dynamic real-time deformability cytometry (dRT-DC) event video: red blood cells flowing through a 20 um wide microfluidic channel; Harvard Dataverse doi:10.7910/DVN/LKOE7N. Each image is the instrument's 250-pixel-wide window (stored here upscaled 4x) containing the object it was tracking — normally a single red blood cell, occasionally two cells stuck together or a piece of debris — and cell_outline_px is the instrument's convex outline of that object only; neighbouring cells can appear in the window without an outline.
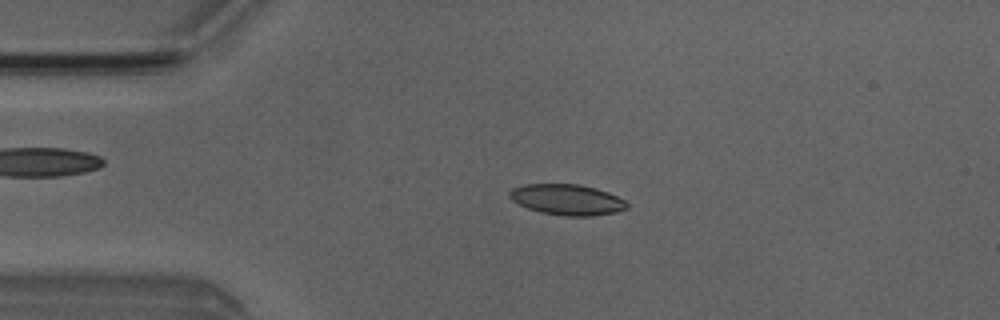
{"species": "Egyptian fruit bat (a non-hibernating species)", "species_latin": "Rousettus aegyptiacus", "temperature_condition": "room temperature", "stored_images_in_passage": 3, "camera_frame_rate_fps": 3000, "um_per_image_px": 0.085, "animal": {"sex": "male"}, "frame": {"image": 1, "passage_image": 2, "time_ms": 1.333, "image_size_px": [1000, 320], "cell_outline_px": [[628, 208], [616, 212], [592, 216], [564, 216], [540, 212], [528, 208], [512, 200], [508, 196], [508, 192], [512, 188], [524, 184], [576, 184], [596, 188], [608, 192], [624, 200], [628, 204]], "centroid_in_image_um": [48.19, 16.97], "position_along_channel_um": 36.8, "area_um2": 21.04}}